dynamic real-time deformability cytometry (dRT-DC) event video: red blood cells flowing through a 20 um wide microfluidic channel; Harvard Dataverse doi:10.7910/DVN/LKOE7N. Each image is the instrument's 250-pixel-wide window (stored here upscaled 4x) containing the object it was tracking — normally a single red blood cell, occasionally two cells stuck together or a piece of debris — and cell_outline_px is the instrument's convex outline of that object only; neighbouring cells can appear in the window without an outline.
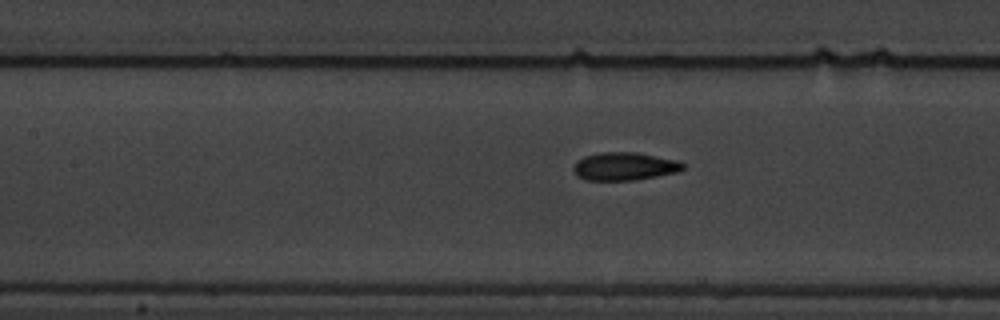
{"species": "common noctule bat (a hibernating species)", "species_latin": "Nyctalus noctula", "temperature_condition": "warm", "stored_images_in_passage": 16, "camera_frame_rate_fps": 3000, "um_per_image_px": 0.085, "animal": {"sex": "male", "body_mass_g": 19.5, "forearm_length_mm": 54.6}, "frame": {"image": 1, "passage_image": 7, "time_ms": 8.0, "image_size_px": [1000, 320], "cell_outline_px": [[684, 168], [676, 172], [656, 176], [632, 180], [588, 180], [576, 176], [572, 168], [576, 160], [584, 156], [600, 152], [636, 152], [676, 160], [684, 164]], "centroid_in_image_um": [53.02, 14.13], "position_along_channel_um": 154.4, "area_um2": 17.8}, "authors_computed_cell_mechanics": {"area_um2": 16.9065, "velocity_mm_per_s": 3.5591, "shape_relaxation_time_tau1_ms": 9.2223, "shape_relaxation_time_tau2_ms": 4.2439, "deformation_change_tau1": 0.2705, "deformation_change_tau2": 0.0766}}